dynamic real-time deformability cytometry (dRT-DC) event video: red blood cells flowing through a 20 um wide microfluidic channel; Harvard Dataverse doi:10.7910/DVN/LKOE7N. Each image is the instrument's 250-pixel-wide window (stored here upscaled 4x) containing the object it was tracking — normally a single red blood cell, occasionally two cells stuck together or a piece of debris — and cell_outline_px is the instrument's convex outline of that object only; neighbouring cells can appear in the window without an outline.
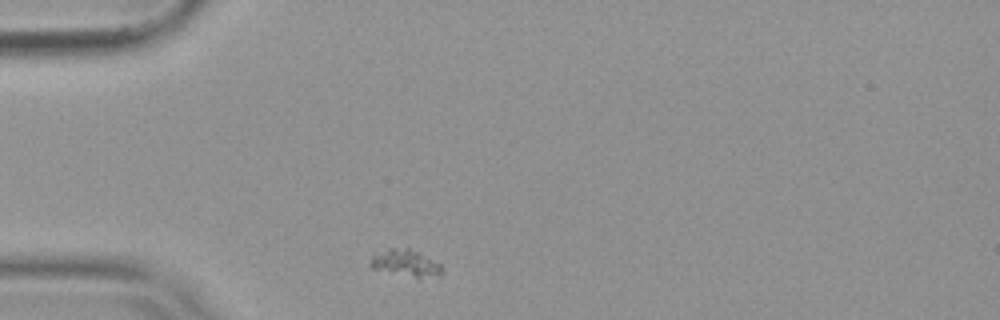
{"species": "common noctule bat (a hibernating species)", "species_latin": "Nyctalus noctula", "temperature_condition": "warm", "stored_images_in_passage": 36, "camera_frame_rate_fps": 3000, "um_per_image_px": 0.085, "animal": {"sex": "female", "body_mass_g": 19.9}, "frame": {"image": 1, "passage_image": 1, "time_ms": 0.0, "image_size_px": [1000, 320], "cell_outline_px": [[444, 272], [440, 276], [420, 280], [372, 268], [372, 252], [388, 248], [408, 248], [420, 252], [440, 264]], "centroid_in_image_um": [34.53, 22.39], "position_along_channel_um": 50.5, "area_um2": 11.68}}
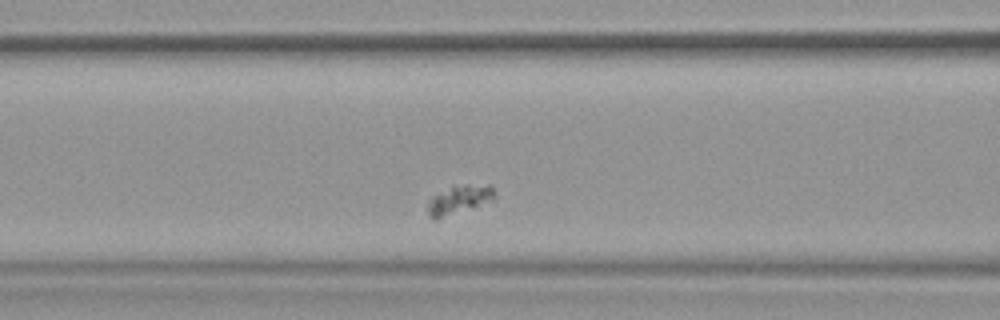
{"frame": {"image": 2, "passage_image": 9, "time_ms": 2.667, "image_size_px": [1000, 320], "cell_outline_px": [[496, 196], [492, 200], [436, 220], [432, 220], [428, 216], [428, 200], [432, 196], [452, 184], [488, 184], [496, 192]], "centroid_in_image_um": [38.98, 16.94], "position_along_channel_um": 127.6, "area_um2": 11.44}}
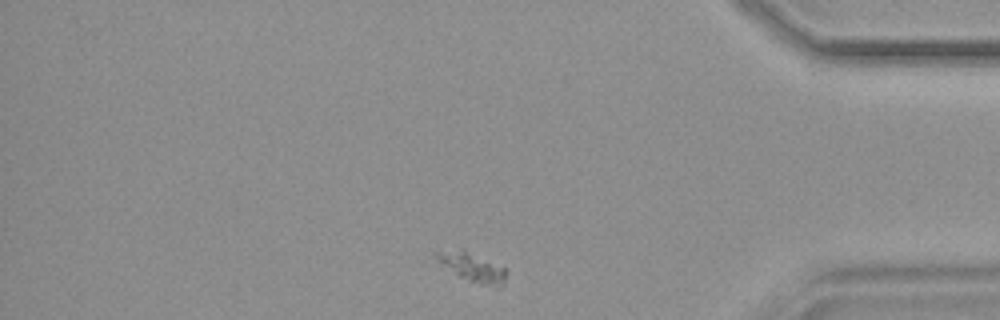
{"frame": {"image": 3, "passage_image": 34, "time_ms": 11.0, "image_size_px": [1000, 320], "cell_outline_px": [[508, 272], [504, 284], [500, 288], [480, 284], [468, 280], [460, 276], [440, 260], [436, 256], [436, 252], [464, 248], [504, 268]], "centroid_in_image_um": [40.27, 22.72], "position_along_channel_um": 394.9, "area_um2": 11.39}}